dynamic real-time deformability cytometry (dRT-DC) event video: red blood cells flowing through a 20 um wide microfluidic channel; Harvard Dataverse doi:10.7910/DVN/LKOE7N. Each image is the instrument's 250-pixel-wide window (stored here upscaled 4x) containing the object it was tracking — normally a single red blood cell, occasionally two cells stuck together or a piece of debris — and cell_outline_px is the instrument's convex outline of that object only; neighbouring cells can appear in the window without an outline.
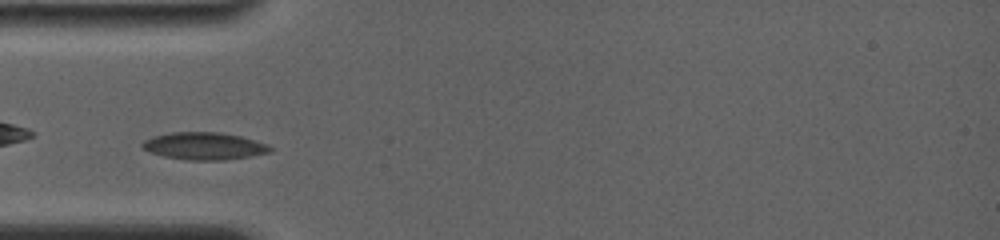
{"species": "common noctule bat (a hibernating species)", "species_latin": "Nyctalus noctula", "temperature_condition": "room temperature", "stored_images_in_passage": 3, "camera_frame_rate_fps": 4000, "um_per_image_px": 0.085, "animal": {"sex": "female", "body_mass_g": 19.0, "forearm_length_mm": 56.7}, "frame": {"image": 1, "passage_image": 2, "time_ms": 0.25, "image_size_px": [1000, 240], "cell_outline_px": [[272, 152], [224, 160], [184, 160], [164, 156], [152, 152], [144, 148], [140, 144], [144, 140], [152, 136], [172, 132], [220, 132], [240, 136], [268, 144], [272, 148]], "centroid_in_image_um": [17.35, 12.41], "position_along_channel_um": 67.6, "area_um2": 20.29}}